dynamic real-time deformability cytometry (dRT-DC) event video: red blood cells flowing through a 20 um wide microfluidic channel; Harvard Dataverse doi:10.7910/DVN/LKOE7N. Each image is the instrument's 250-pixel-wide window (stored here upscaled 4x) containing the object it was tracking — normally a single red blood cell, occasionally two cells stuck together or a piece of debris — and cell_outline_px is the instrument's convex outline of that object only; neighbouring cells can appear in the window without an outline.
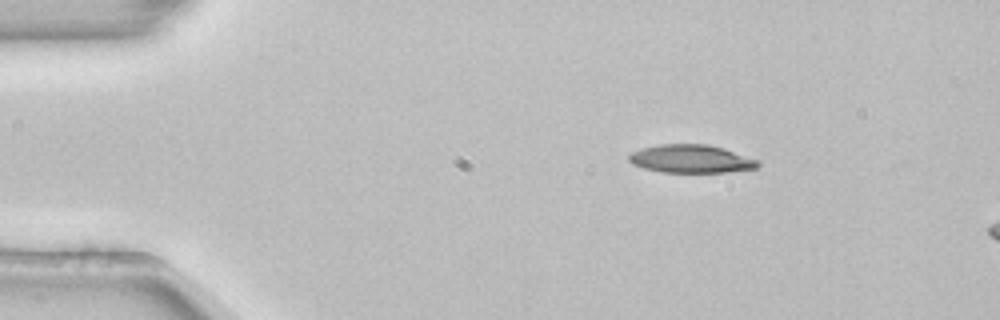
{"species": "common noctule bat (a hibernating species)", "species_latin": "Nyctalus noctula", "temperature_condition": "room temperature", "stored_images_in_passage": 12, "camera_frame_rate_fps": 3000, "um_per_image_px": 0.085, "animal": {"sex": "female", "body_mass_g": 22.7, "forearm_length_mm": 54.2}, "frame": {"image": 1, "passage_image": 6, "time_ms": 1.667, "image_size_px": [1000, 320], "cell_outline_px": [[760, 164], [756, 168], [724, 172], [664, 172], [644, 168], [632, 164], [628, 160], [628, 156], [632, 152], [644, 148], [660, 144], [708, 144], [760, 160]], "centroid_in_image_um": [58.74, 13.5], "position_along_channel_um": 26.3, "area_um2": 20.92}}